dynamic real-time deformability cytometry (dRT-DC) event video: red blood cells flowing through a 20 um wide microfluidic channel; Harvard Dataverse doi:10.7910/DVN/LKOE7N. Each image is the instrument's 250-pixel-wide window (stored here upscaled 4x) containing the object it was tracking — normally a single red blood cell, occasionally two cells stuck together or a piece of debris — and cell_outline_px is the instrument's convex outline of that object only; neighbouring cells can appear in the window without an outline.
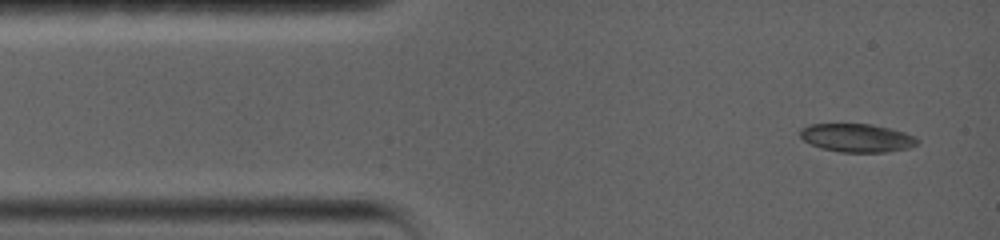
{"species": "common noctule bat (a hibernating species)", "species_latin": "Nyctalus noctula", "temperature_condition": "warm", "stored_images_in_passage": 41, "camera_frame_rate_fps": 5000, "um_per_image_px": 0.085, "animal": {"sex": "female", "body_mass_g": 19.0, "forearm_length_mm": 56.7}, "frame": {"image": 1, "passage_image": 1, "time_ms": 0.0, "image_size_px": [1000, 240], "cell_outline_px": [[920, 140], [916, 144], [908, 148], [884, 152], [840, 152], [820, 148], [804, 140], [800, 136], [800, 128], [808, 124], [872, 124], [904, 132], [916, 136]], "centroid_in_image_um": [72.83, 11.71], "position_along_channel_um": 12.2, "area_um2": 19.36}}
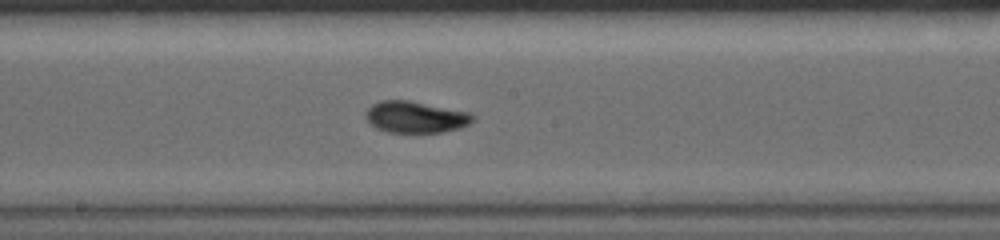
{"frame": {"image": 2, "passage_image": 18, "time_ms": 7.2, "image_size_px": [1000, 240], "cell_outline_px": [[476, 116], [468, 124], [460, 128], [440, 132], [388, 132], [376, 128], [368, 124], [364, 116], [364, 112], [372, 104], [380, 100], [408, 100], [468, 112]], "centroid_in_image_um": [35.25, 9.94], "position_along_channel_um": 213.0, "area_um2": 19.71}}
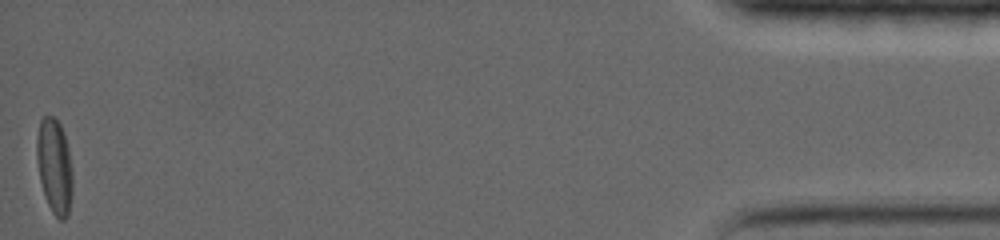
{"frame": {"image": 3, "passage_image": 41, "time_ms": 17.0, "image_size_px": [1000, 240], "cell_outline_px": [[72, 192], [68, 216], [64, 220], [60, 220], [52, 212], [44, 196], [40, 180], [36, 160], [36, 136], [40, 120], [44, 116], [56, 116], [64, 132], [68, 148], [72, 172]], "centroid_in_image_um": [4.62, 14.11], "position_along_channel_um": 430.6, "area_um2": 20.17}, "authors_computed_cell_mechanics": {"area_um2": 19.4786, "velocity_mm_per_s": 3.5922, "shape_relaxation_time_tau1_ms": 5.0941, "shape_relaxation_time_tau2_ms": 2.8324, "deformation_change_tau1": 0.1586, "deformation_change_tau2": 0.0527}}